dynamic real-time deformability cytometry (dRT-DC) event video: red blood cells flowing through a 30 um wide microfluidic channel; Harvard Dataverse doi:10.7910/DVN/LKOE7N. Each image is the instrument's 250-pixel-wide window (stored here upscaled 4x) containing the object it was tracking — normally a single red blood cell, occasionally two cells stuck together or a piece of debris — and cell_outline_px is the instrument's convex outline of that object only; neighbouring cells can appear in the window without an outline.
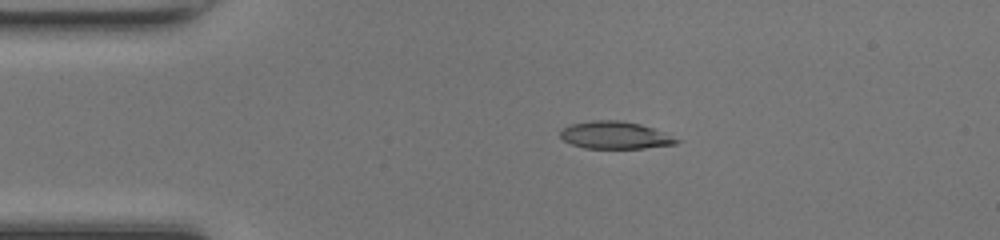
{"species": "common noctule bat (a hibernating species)", "species_latin": "Nyctalus noctula", "temperature_condition": "room temperature", "stored_images_in_passage": 48, "camera_frame_rate_fps": 3000, "um_per_image_px": 0.085, "animal": {"sex": "female", "body_mass_g": 17.0, "forearm_length_mm": 48.0}, "frame": {"image": 1, "passage_image": 9, "time_ms": 2.667, "image_size_px": [1000, 240], "cell_outline_px": [[680, 140], [676, 144], [644, 148], [584, 148], [572, 144], [564, 140], [560, 136], [560, 132], [568, 124], [592, 120], [620, 120], [640, 124], [664, 132]], "centroid_in_image_um": [52.26, 11.48], "position_along_channel_um": 32.7, "area_um2": 18.5}}
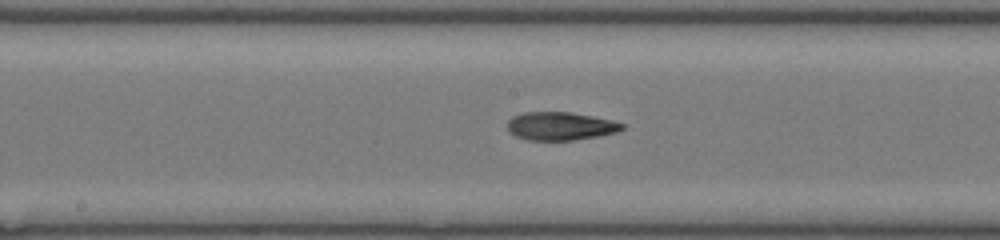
{"frame": {"image": 2, "passage_image": 24, "time_ms": 7.667, "image_size_px": [1000, 240], "cell_outline_px": [[624, 128], [616, 132], [596, 136], [572, 140], [528, 140], [516, 136], [508, 132], [508, 120], [512, 116], [524, 112], [572, 112], [612, 120], [624, 124]], "centroid_in_image_um": [47.6, 10.71], "position_along_channel_um": 200.6, "area_um2": 18.79}}
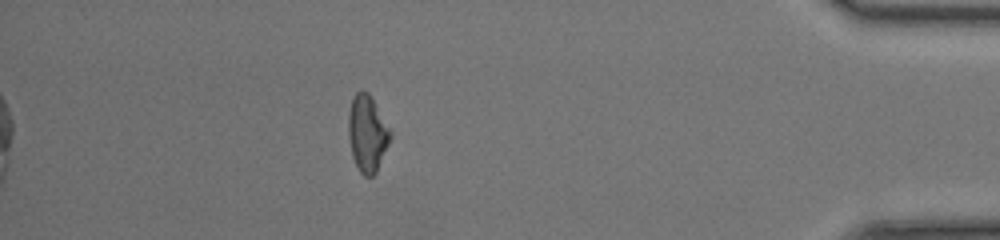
{"frame": {"image": 3, "passage_image": 42, "time_ms": 13.667, "image_size_px": [1000, 240], "cell_outline_px": [[392, 136], [376, 172], [372, 176], [364, 176], [360, 172], [352, 156], [348, 136], [348, 112], [352, 100], [356, 92], [368, 92], [372, 96], [392, 128]], "centroid_in_image_um": [31.25, 11.31], "position_along_channel_um": 404.0, "area_um2": 19.02}, "authors_computed_cell_mechanics": {"area_um2": 18.496, "velocity_mm_per_s": 4.2412, "shape_relaxation_time_tau1_ms": 11.3643, "shape_relaxation_time_tau2_ms": 2.5768, "deformation_change_tau1": 0.3237, "deformation_change_tau2": 0.1037}}